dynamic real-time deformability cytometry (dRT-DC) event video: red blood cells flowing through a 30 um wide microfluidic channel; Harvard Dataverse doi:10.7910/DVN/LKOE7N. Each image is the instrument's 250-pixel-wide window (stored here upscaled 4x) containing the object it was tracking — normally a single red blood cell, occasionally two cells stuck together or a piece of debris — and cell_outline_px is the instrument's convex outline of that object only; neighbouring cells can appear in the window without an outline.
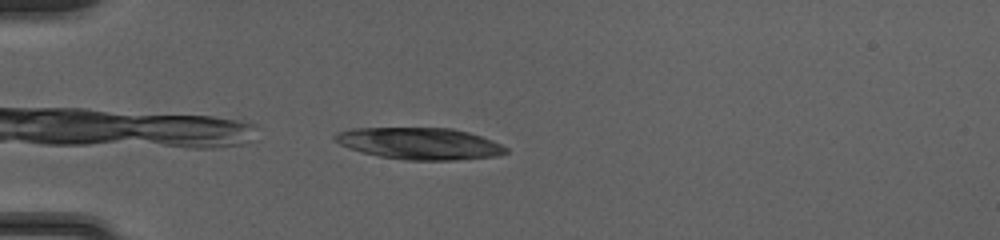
{"species": "common noctule bat (a hibernating species)", "species_latin": "Nyctalus noctula", "temperature_condition": "cold", "stored_images_in_passage": 27, "camera_frame_rate_fps": 3000, "um_per_image_px": 0.085, "animal": {"sex": "female", "body_mass_g": 20.0, "forearm_length_mm": 54.0}, "frame": {"image": 1, "passage_image": 1, "time_ms": 0.0, "image_size_px": [1000, 240], "cell_outline_px": [[508, 152], [496, 156], [456, 160], [404, 160], [380, 156], [348, 148], [332, 140], [332, 136], [336, 132], [352, 128], [452, 128], [468, 132], [492, 140], [508, 148]], "centroid_in_image_um": [35.64, 12.2], "position_along_channel_um": 49.4, "area_um2": 31.67}}